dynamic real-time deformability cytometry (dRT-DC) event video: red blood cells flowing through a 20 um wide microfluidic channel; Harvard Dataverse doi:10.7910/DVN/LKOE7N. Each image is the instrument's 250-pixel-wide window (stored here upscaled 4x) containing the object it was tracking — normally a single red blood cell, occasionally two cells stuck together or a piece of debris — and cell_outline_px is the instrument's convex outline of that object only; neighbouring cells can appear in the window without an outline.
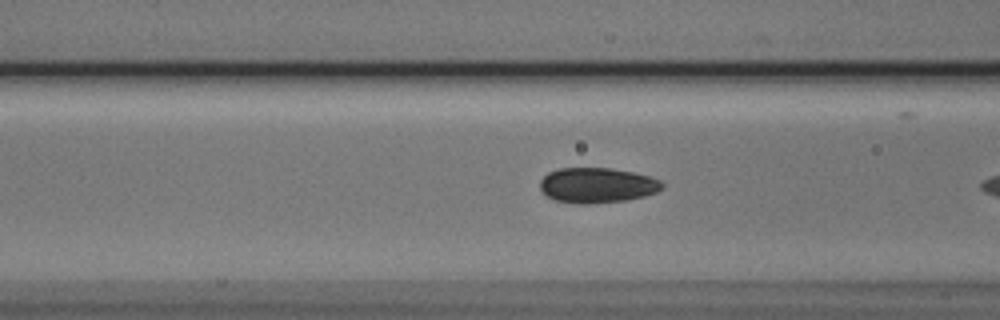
{"species": "Egyptian fruit bat (a non-hibernating species)", "species_latin": "Rousettus aegyptiacus", "temperature_condition": "cold", "stored_images_in_passage": 7, "camera_frame_rate_fps": 3000, "um_per_image_px": 0.085, "animal": {"sex": "male"}, "frame": {"image": 1, "passage_image": 6, "time_ms": 1.667, "image_size_px": [1000, 320], "cell_outline_px": [[664, 188], [656, 192], [644, 196], [624, 200], [584, 204], [580, 204], [556, 200], [548, 196], [540, 188], [540, 180], [548, 172], [560, 168], [608, 168], [632, 172], [648, 176], [660, 180], [664, 184]], "centroid_in_image_um": [50.76, 15.74], "position_along_channel_um": 115.8, "area_um2": 24.8}}